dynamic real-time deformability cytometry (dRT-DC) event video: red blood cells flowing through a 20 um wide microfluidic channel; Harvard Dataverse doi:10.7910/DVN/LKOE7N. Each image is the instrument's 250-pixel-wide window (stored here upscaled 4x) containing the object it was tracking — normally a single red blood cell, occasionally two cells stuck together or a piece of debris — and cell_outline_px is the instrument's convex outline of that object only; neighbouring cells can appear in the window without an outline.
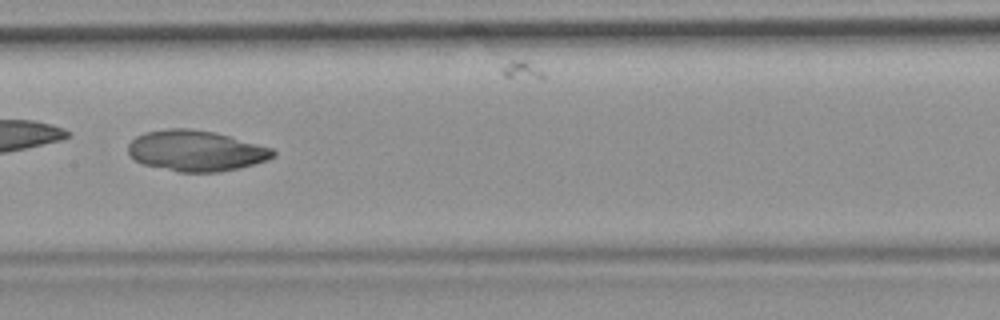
{"species": "common noctule bat (a hibernating species)", "species_latin": "Nyctalus noctula", "temperature_condition": "room temperature", "stored_images_in_passage": 32, "camera_frame_rate_fps": 3000, "um_per_image_px": 0.085, "animal": {"sex": "female", "body_mass_g": 19.9}, "frame": {"image": 1, "passage_image": 10, "time_ms": 3.0, "image_size_px": [1000, 320], "cell_outline_px": [[276, 156], [268, 160], [240, 168], [220, 172], [180, 172], [144, 164], [136, 160], [128, 152], [128, 144], [136, 136], [144, 132], [168, 128], [188, 128], [212, 132], [228, 136], [272, 148], [276, 152]], "centroid_in_image_um": [16.66, 12.82], "position_along_channel_um": 190.7, "area_um2": 34.28}}